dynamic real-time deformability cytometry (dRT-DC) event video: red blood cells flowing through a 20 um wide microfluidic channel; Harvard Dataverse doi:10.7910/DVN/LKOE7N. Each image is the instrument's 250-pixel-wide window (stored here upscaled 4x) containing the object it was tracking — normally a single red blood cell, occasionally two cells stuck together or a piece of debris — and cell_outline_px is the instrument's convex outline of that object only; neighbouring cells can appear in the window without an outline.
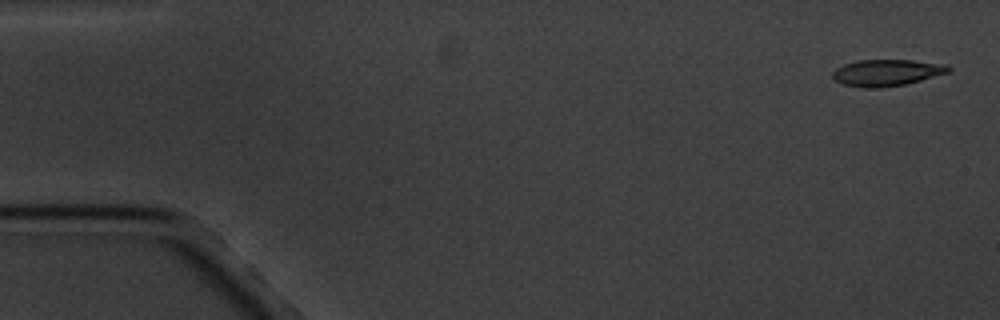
{"species": "common noctule bat (a hibernating species)", "species_latin": "Nyctalus noctula", "temperature_condition": "cold", "stored_images_in_passage": 7, "camera_frame_rate_fps": 3000, "um_per_image_px": 0.085, "animal": {"sex": "male", "body_mass_g": 20.1, "forearm_length_mm": 53.5}, "frame": {"image": 1, "passage_image": 1, "time_ms": 0.0, "image_size_px": [1000, 320], "cell_outline_px": [[952, 68], [948, 72], [920, 80], [904, 84], [880, 88], [864, 88], [844, 84], [836, 80], [832, 76], [832, 72], [836, 68], [844, 64], [860, 60], [912, 60], [948, 64]], "centroid_in_image_um": [75.38, 6.17], "position_along_channel_um": 9.6, "area_um2": 17.8}}
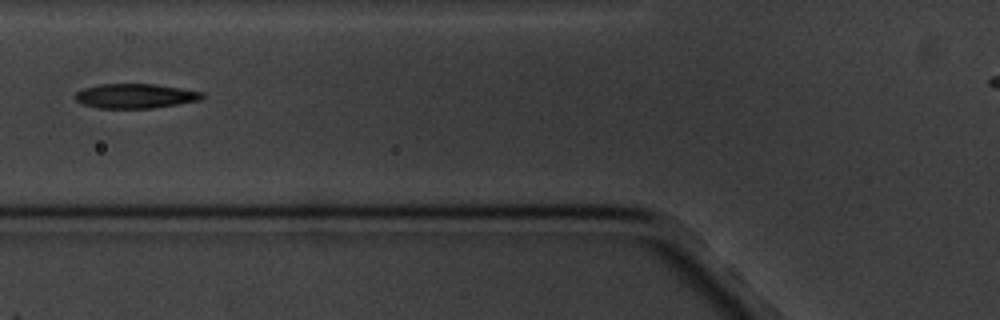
{"frame": {"image": 2, "passage_image": 6, "time_ms": 6.667, "image_size_px": [1000, 320], "cell_outline_px": [[204, 96], [200, 100], [152, 108], [96, 108], [84, 104], [76, 100], [76, 92], [84, 88], [100, 84], [156, 84], [204, 92]], "centroid_in_image_um": [11.51, 8.15], "position_along_channel_um": 114.3, "area_um2": 18.03}}
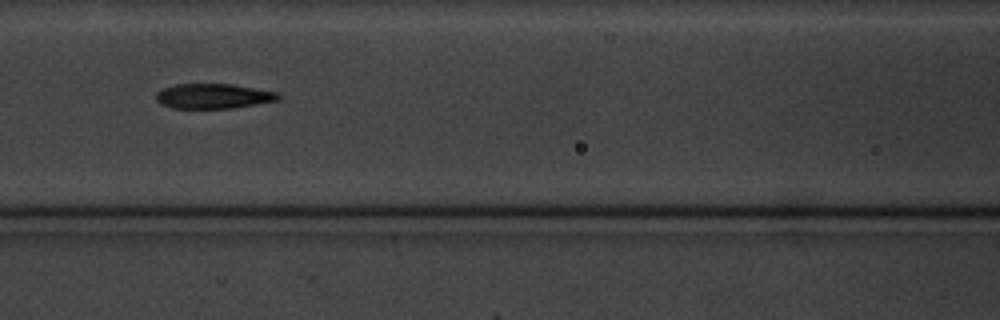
{"frame": {"image": 3, "passage_image": 7, "time_ms": 7.667, "image_size_px": [1000, 320], "cell_outline_px": [[280, 96], [276, 100], [232, 108], [172, 108], [160, 104], [156, 100], [156, 92], [164, 88], [176, 84], [232, 84], [276, 92]], "centroid_in_image_um": [18.06, 8.17], "position_along_channel_um": 148.5, "area_um2": 17.51}}